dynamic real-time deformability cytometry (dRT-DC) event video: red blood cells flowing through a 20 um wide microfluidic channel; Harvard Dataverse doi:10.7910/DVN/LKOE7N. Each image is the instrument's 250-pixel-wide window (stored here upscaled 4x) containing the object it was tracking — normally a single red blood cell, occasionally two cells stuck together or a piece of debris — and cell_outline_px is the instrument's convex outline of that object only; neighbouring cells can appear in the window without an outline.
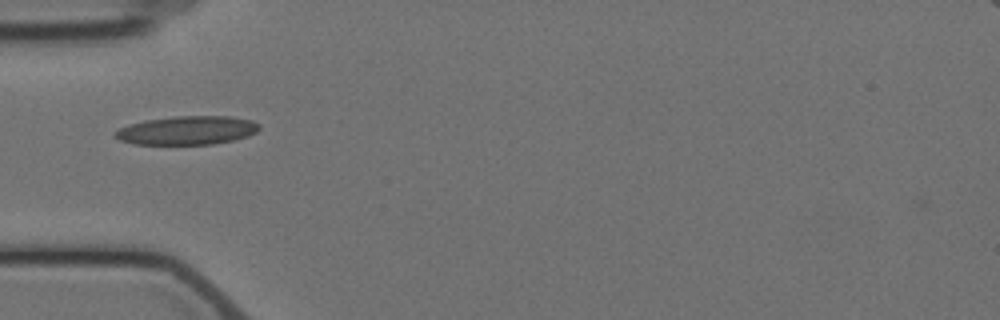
{"species": "Egyptian fruit bat (a non-hibernating species)", "species_latin": "Rousettus aegyptiacus", "temperature_condition": "cold", "stored_images_in_passage": 2, "camera_frame_rate_fps": 3000, "um_per_image_px": 0.085, "animal": {"sex": "female"}, "frame": {"image": 1, "passage_image": 1, "time_ms": 0.0, "image_size_px": [1000, 320], "cell_outline_px": [[260, 128], [256, 132], [248, 136], [236, 140], [212, 144], [136, 144], [120, 140], [112, 136], [112, 132], [128, 124], [144, 120], [172, 116], [228, 116], [252, 120], [260, 124]], "centroid_in_image_um": [15.89, 11.07], "position_along_channel_um": 69.1, "area_um2": 24.33}}
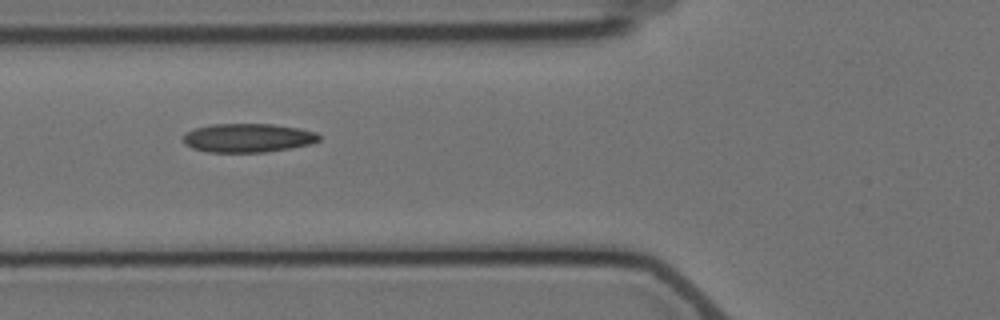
{"frame": {"image": 2, "passage_image": 2, "time_ms": 1.0, "image_size_px": [1000, 320], "cell_outline_px": [[320, 140], [312, 144], [292, 148], [264, 152], [208, 152], [192, 148], [184, 144], [184, 136], [188, 132], [196, 128], [212, 124], [272, 124], [300, 128], [316, 132], [320, 136]], "centroid_in_image_um": [21.12, 11.72], "position_along_channel_um": 104.7, "area_um2": 22.83}}